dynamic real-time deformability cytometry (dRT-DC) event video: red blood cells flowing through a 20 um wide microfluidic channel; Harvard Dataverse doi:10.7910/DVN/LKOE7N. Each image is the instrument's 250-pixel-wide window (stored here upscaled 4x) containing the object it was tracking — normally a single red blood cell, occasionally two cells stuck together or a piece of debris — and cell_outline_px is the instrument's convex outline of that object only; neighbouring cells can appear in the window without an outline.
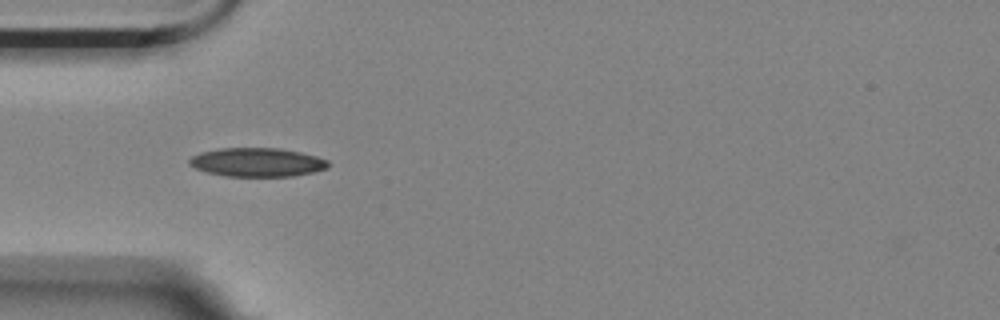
{"species": "Egyptian fruit bat (a non-hibernating species)", "species_latin": "Rousettus aegyptiacus", "temperature_condition": "room temperature", "stored_images_in_passage": 7, "camera_frame_rate_fps": 3000, "um_per_image_px": 0.085, "animal": {"sex": "female"}, "frame": {"image": 1, "passage_image": 5, "time_ms": 1.333, "image_size_px": [1000, 320], "cell_outline_px": [[328, 168], [312, 172], [292, 176], [224, 176], [208, 172], [196, 168], [188, 164], [188, 160], [192, 156], [200, 152], [220, 148], [280, 148], [300, 152], [316, 156], [328, 160]], "centroid_in_image_um": [21.84, 13.78], "position_along_channel_um": 63.2, "area_um2": 23.24}}
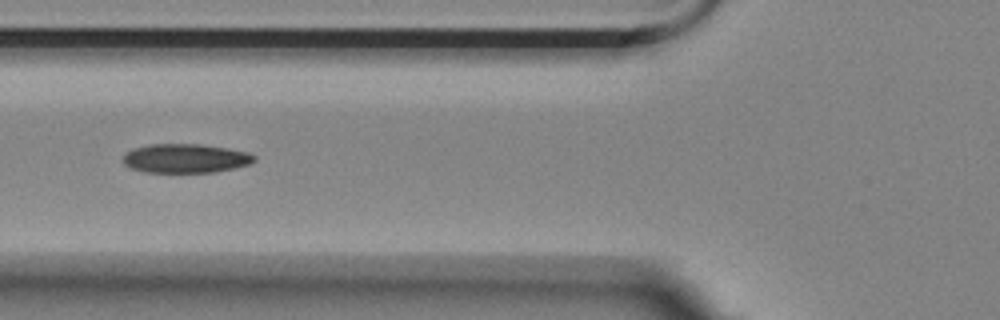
{"frame": {"image": 2, "passage_image": 6, "time_ms": 1.667, "image_size_px": [1000, 320], "cell_outline_px": [[256, 160], [248, 164], [232, 168], [212, 172], [144, 172], [128, 168], [124, 164], [124, 156], [128, 152], [136, 148], [152, 144], [200, 144], [248, 152], [256, 156]], "centroid_in_image_um": [15.76, 13.46], "position_along_channel_um": 110.0, "area_um2": 21.91}}
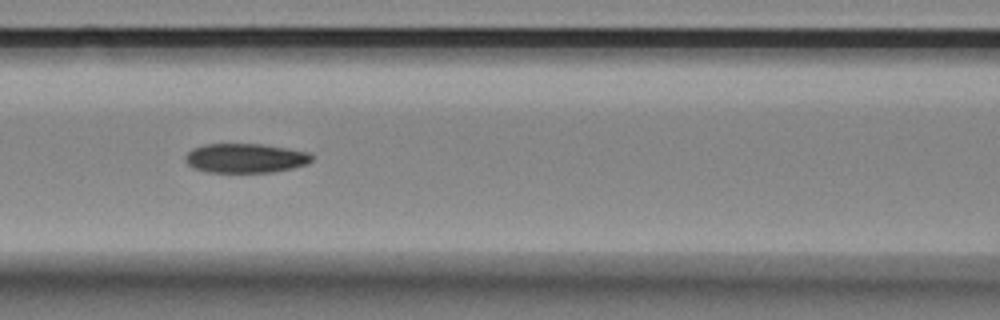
{"frame": {"image": 3, "passage_image": 7, "time_ms": 2.0, "image_size_px": [1000, 320], "cell_outline_px": [[312, 160], [308, 164], [292, 168], [272, 172], [208, 172], [192, 168], [184, 160], [184, 156], [192, 148], [204, 144], [260, 144], [288, 148], [308, 152], [312, 156]], "centroid_in_image_um": [20.83, 13.44], "position_along_channel_um": 145.8, "area_um2": 21.73}}